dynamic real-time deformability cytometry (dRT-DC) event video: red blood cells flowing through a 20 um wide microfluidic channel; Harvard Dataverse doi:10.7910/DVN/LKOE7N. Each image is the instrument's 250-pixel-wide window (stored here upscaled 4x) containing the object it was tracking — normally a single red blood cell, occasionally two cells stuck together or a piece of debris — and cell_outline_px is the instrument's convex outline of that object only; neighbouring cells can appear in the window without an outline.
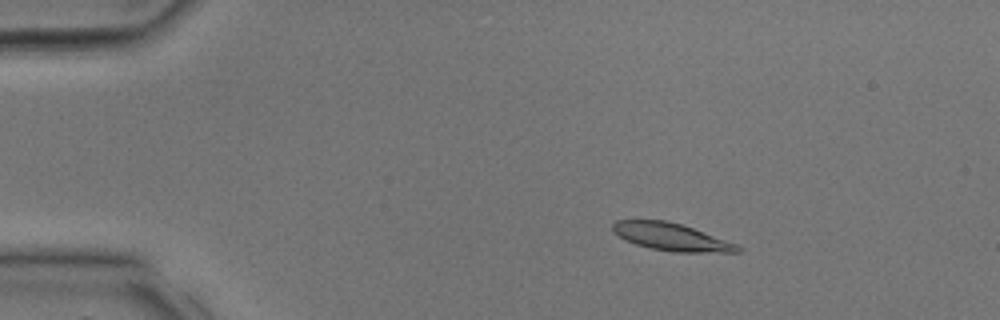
{"species": "common noctule bat (a hibernating species)", "species_latin": "Nyctalus noctula", "temperature_condition": "room temperature", "stored_images_in_passage": 33, "camera_frame_rate_fps": 3000, "um_per_image_px": 0.085, "animal": {"sex": "male", "body_mass_g": 17.9, "forearm_length_mm": 54.2}, "frame": {"image": 1, "passage_image": 6, "time_ms": 1.667, "image_size_px": [1000, 320], "cell_outline_px": [[744, 248], [740, 252], [676, 252], [652, 248], [636, 244], [612, 232], [612, 224], [616, 220], [668, 220], [692, 228], [736, 244]], "centroid_in_image_um": [57.05, 20.13], "position_along_channel_um": 27.9, "area_um2": 19.65}}
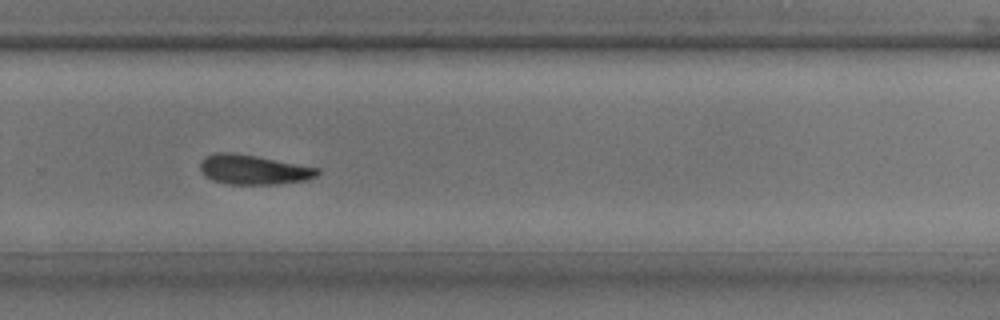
{"frame": {"image": 2, "passage_image": 23, "time_ms": 7.333, "image_size_px": [1000, 320], "cell_outline_px": [[320, 172], [316, 176], [308, 180], [276, 184], [224, 184], [212, 180], [200, 172], [200, 160], [204, 156], [216, 152], [236, 152], [320, 168]], "centroid_in_image_um": [21.51, 14.41], "position_along_channel_um": 308.3, "area_um2": 20.58}}
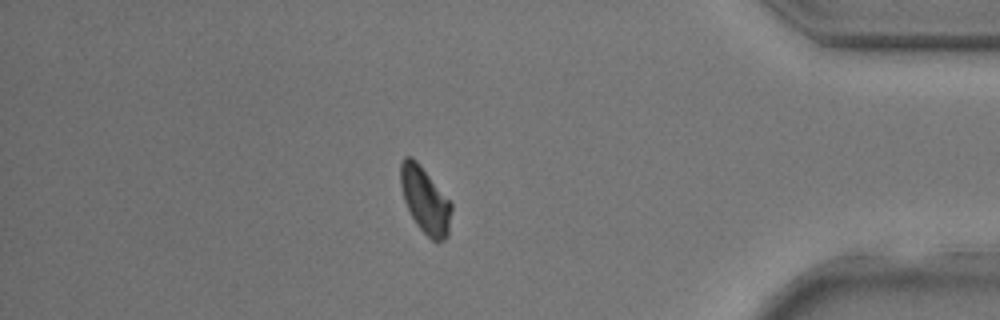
{"frame": {"image": 3, "passage_image": 29, "time_ms": 9.333, "image_size_px": [1000, 320], "cell_outline_px": [[452, 208], [448, 236], [444, 240], [436, 244], [416, 224], [404, 200], [400, 188], [400, 164], [404, 156], [412, 156], [420, 164], [452, 204]], "centroid_in_image_um": [36.13, 17.02], "position_along_channel_um": 399.1, "area_um2": 19.65}}